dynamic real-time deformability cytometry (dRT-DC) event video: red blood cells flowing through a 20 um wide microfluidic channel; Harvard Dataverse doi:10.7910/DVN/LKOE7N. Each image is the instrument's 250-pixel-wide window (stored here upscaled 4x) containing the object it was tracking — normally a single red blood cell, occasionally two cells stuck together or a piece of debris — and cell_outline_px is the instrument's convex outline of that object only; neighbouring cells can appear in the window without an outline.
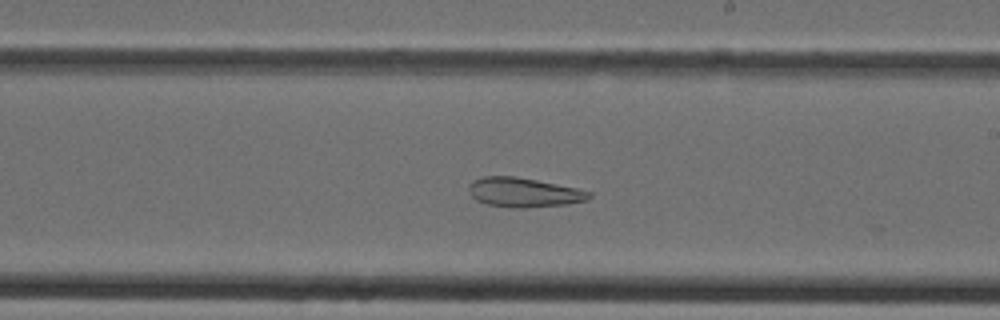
{"species": "Egyptian fruit bat (a non-hibernating species)", "species_latin": "Rousettus aegyptiacus", "temperature_condition": "cold", "stored_images_in_passage": 38, "camera_frame_rate_fps": 3000, "um_per_image_px": 0.085, "animal": {"sex": "female"}, "frame": {"image": 1, "passage_image": 20, "time_ms": 6.333, "image_size_px": [1000, 320], "cell_outline_px": [[592, 196], [584, 200], [568, 204], [524, 208], [512, 208], [488, 204], [476, 200], [468, 192], [468, 188], [472, 180], [484, 176], [516, 176], [576, 188], [592, 192]], "centroid_in_image_um": [44.49, 16.35], "position_along_channel_um": 244.5, "area_um2": 20.58}}
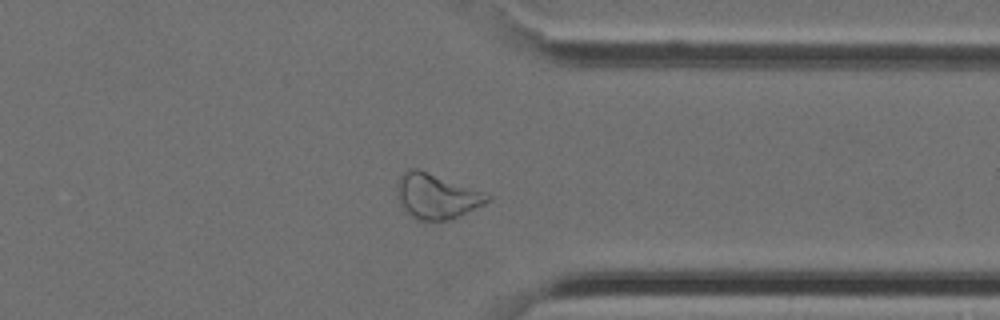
{"frame": {"image": 2, "passage_image": 28, "time_ms": 9.0, "image_size_px": [1000, 320], "cell_outline_px": [[492, 196], [484, 204], [460, 216], [444, 220], [416, 220], [400, 204], [396, 188], [396, 184], [400, 176], [404, 172], [412, 168], [416, 168], [488, 192]], "centroid_in_image_um": [37.13, 16.66], "position_along_channel_um": 374.3, "area_um2": 23.7}}
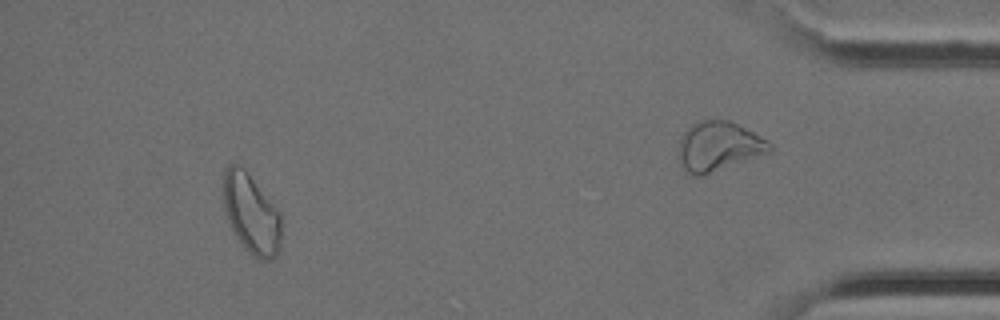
{"frame": {"image": 3, "passage_image": 34, "time_ms": 11.0, "image_size_px": [1000, 320], "cell_outline_px": [[280, 248], [276, 256], [272, 260], [260, 260], [248, 252], [244, 248], [228, 224], [224, 208], [224, 172], [228, 164], [240, 164], [244, 168], [280, 212]], "centroid_in_image_um": [21.35, 18.19], "position_along_channel_um": 413.9, "area_um2": 26.93}}